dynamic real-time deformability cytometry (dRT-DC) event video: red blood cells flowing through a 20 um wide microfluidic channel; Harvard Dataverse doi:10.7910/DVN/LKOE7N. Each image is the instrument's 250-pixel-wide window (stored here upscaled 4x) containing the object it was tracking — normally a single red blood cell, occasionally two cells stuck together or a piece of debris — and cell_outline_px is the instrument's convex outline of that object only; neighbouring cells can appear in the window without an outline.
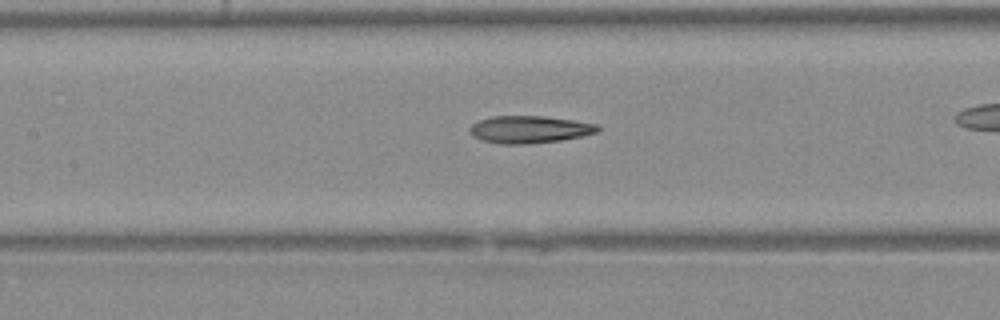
{"species": "Egyptian fruit bat (a non-hibernating species)", "species_latin": "Rousettus aegyptiacus", "temperature_condition": "warm", "stored_images_in_passage": 38, "camera_frame_rate_fps": 3000, "um_per_image_px": 0.085, "animal": {"sex": "female"}, "frame": {"image": 1, "passage_image": 22, "time_ms": 7.0, "image_size_px": [1000, 320], "cell_outline_px": [[600, 132], [584, 136], [560, 140], [528, 144], [500, 144], [484, 140], [472, 136], [468, 132], [468, 128], [472, 124], [480, 120], [492, 116], [544, 116], [572, 120], [596, 124], [600, 128]], "centroid_in_image_um": [45.0, 11.0], "position_along_channel_um": 162.4, "area_um2": 20.46}}